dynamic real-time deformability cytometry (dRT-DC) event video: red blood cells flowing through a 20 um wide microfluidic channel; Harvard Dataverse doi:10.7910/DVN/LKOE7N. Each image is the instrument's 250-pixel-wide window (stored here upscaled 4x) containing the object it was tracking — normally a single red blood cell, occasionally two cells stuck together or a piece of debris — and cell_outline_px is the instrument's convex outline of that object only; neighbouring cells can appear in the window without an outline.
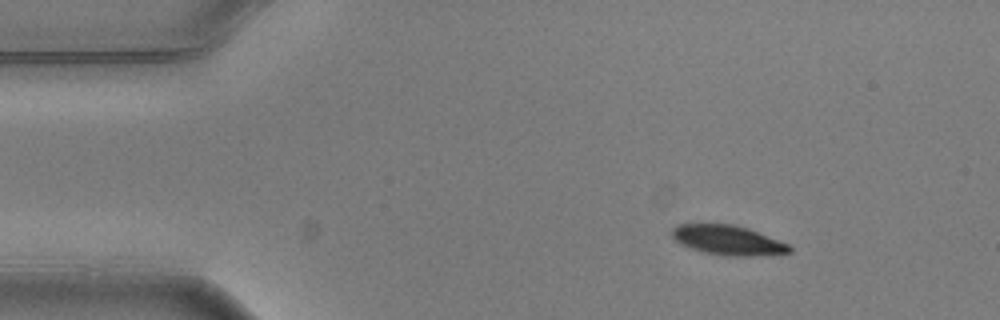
{"species": "common noctule bat (a hibernating species)", "species_latin": "Nyctalus noctula", "temperature_condition": "warm", "stored_images_in_passage": 3, "camera_frame_rate_fps": 3000, "um_per_image_px": 0.085, "animal": {"sex": "male", "body_mass_g": 20.5, "forearm_length_mm": 52.5}, "frame": {"image": 1, "passage_image": 1, "time_ms": 0.0, "image_size_px": [1000, 320], "cell_outline_px": [[792, 252], [748, 256], [724, 256], [704, 252], [680, 244], [672, 236], [672, 228], [680, 224], [732, 224], [748, 228], [788, 244], [792, 248]], "centroid_in_image_um": [61.86, 20.41], "position_along_channel_um": 23.1, "area_um2": 20.06}}